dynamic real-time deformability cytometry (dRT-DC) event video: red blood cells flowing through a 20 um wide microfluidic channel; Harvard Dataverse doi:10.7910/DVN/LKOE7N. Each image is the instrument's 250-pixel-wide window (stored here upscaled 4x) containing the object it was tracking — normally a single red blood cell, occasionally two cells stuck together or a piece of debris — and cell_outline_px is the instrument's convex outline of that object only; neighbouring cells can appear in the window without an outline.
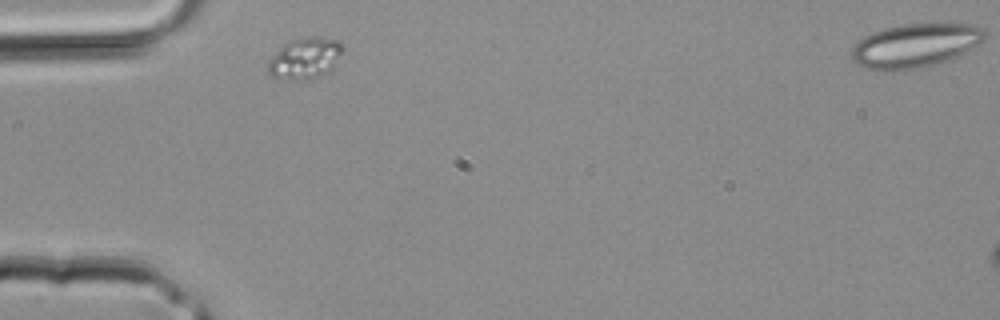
{"species": "common noctule bat (a hibernating species)", "species_latin": "Nyctalus noctula", "temperature_condition": "room temperature", "stored_images_in_passage": 2, "camera_frame_rate_fps": 3000, "um_per_image_px": 0.085, "animal": {"sex": "male", "body_mass_g": 20.4}, "frame": {"image": 1, "passage_image": 1, "time_ms": 0.0, "image_size_px": [1000, 320], "cell_outline_px": [[344, 48], [332, 68], [328, 72], [312, 80], [276, 80], [268, 72], [268, 60], [288, 40], [308, 36], [320, 36], [340, 40], [344, 44]], "centroid_in_image_um": [25.92, 4.95], "position_along_channel_um": 59.1, "area_um2": 18.5}}